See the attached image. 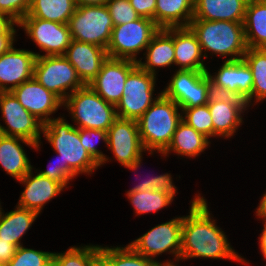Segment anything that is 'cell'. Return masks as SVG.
I'll use <instances>...</instances> for the list:
<instances>
[{
	"instance_id": "1",
	"label": "cell",
	"mask_w": 266,
	"mask_h": 266,
	"mask_svg": "<svg viewBox=\"0 0 266 266\" xmlns=\"http://www.w3.org/2000/svg\"><path fill=\"white\" fill-rule=\"evenodd\" d=\"M200 195L196 194L190 201L189 215L183 216L180 261L228 259L249 264L230 245L225 232L212 219L205 197Z\"/></svg>"
},
{
	"instance_id": "2",
	"label": "cell",
	"mask_w": 266,
	"mask_h": 266,
	"mask_svg": "<svg viewBox=\"0 0 266 266\" xmlns=\"http://www.w3.org/2000/svg\"><path fill=\"white\" fill-rule=\"evenodd\" d=\"M42 134L59 155L63 171L71 179L81 173L90 175L100 167L81 144L79 129L64 117L49 120L43 125Z\"/></svg>"
},
{
	"instance_id": "3",
	"label": "cell",
	"mask_w": 266,
	"mask_h": 266,
	"mask_svg": "<svg viewBox=\"0 0 266 266\" xmlns=\"http://www.w3.org/2000/svg\"><path fill=\"white\" fill-rule=\"evenodd\" d=\"M188 27L196 35L204 58L210 51L212 56L215 54L225 57V61H232L243 59L247 52L243 23L192 19Z\"/></svg>"
},
{
	"instance_id": "4",
	"label": "cell",
	"mask_w": 266,
	"mask_h": 266,
	"mask_svg": "<svg viewBox=\"0 0 266 266\" xmlns=\"http://www.w3.org/2000/svg\"><path fill=\"white\" fill-rule=\"evenodd\" d=\"M181 121V108L161 94L137 120L144 149L151 155L156 151L162 154Z\"/></svg>"
},
{
	"instance_id": "5",
	"label": "cell",
	"mask_w": 266,
	"mask_h": 266,
	"mask_svg": "<svg viewBox=\"0 0 266 266\" xmlns=\"http://www.w3.org/2000/svg\"><path fill=\"white\" fill-rule=\"evenodd\" d=\"M63 107L67 108L78 129L107 131L118 118L115 106L106 102L89 85L70 94L63 101Z\"/></svg>"
},
{
	"instance_id": "6",
	"label": "cell",
	"mask_w": 266,
	"mask_h": 266,
	"mask_svg": "<svg viewBox=\"0 0 266 266\" xmlns=\"http://www.w3.org/2000/svg\"><path fill=\"white\" fill-rule=\"evenodd\" d=\"M68 25L72 40L94 44L105 49L114 28L106 5L77 6Z\"/></svg>"
},
{
	"instance_id": "7",
	"label": "cell",
	"mask_w": 266,
	"mask_h": 266,
	"mask_svg": "<svg viewBox=\"0 0 266 266\" xmlns=\"http://www.w3.org/2000/svg\"><path fill=\"white\" fill-rule=\"evenodd\" d=\"M159 30L160 28L153 20L145 17L114 26L106 49L108 57L137 62V55L147 48Z\"/></svg>"
},
{
	"instance_id": "8",
	"label": "cell",
	"mask_w": 266,
	"mask_h": 266,
	"mask_svg": "<svg viewBox=\"0 0 266 266\" xmlns=\"http://www.w3.org/2000/svg\"><path fill=\"white\" fill-rule=\"evenodd\" d=\"M33 77L62 101L85 86L63 55L41 56L37 53Z\"/></svg>"
},
{
	"instance_id": "9",
	"label": "cell",
	"mask_w": 266,
	"mask_h": 266,
	"mask_svg": "<svg viewBox=\"0 0 266 266\" xmlns=\"http://www.w3.org/2000/svg\"><path fill=\"white\" fill-rule=\"evenodd\" d=\"M156 77L139 66L127 76L122 97L115 106L118 118L137 121L145 113L162 94L153 96Z\"/></svg>"
},
{
	"instance_id": "10",
	"label": "cell",
	"mask_w": 266,
	"mask_h": 266,
	"mask_svg": "<svg viewBox=\"0 0 266 266\" xmlns=\"http://www.w3.org/2000/svg\"><path fill=\"white\" fill-rule=\"evenodd\" d=\"M163 91L181 110L206 105L212 92L207 71L177 70Z\"/></svg>"
},
{
	"instance_id": "11",
	"label": "cell",
	"mask_w": 266,
	"mask_h": 266,
	"mask_svg": "<svg viewBox=\"0 0 266 266\" xmlns=\"http://www.w3.org/2000/svg\"><path fill=\"white\" fill-rule=\"evenodd\" d=\"M183 216L175 217L165 223L152 227L129 245L139 254L156 260L158 255L168 253L180 262Z\"/></svg>"
},
{
	"instance_id": "12",
	"label": "cell",
	"mask_w": 266,
	"mask_h": 266,
	"mask_svg": "<svg viewBox=\"0 0 266 266\" xmlns=\"http://www.w3.org/2000/svg\"><path fill=\"white\" fill-rule=\"evenodd\" d=\"M0 112L6 127L0 123V134L20 137L35 144L41 142L43 123L27 111L12 92L0 93Z\"/></svg>"
},
{
	"instance_id": "13",
	"label": "cell",
	"mask_w": 266,
	"mask_h": 266,
	"mask_svg": "<svg viewBox=\"0 0 266 266\" xmlns=\"http://www.w3.org/2000/svg\"><path fill=\"white\" fill-rule=\"evenodd\" d=\"M18 27H22L41 52H45L41 56L64 55L72 41L68 24L25 16Z\"/></svg>"
},
{
	"instance_id": "14",
	"label": "cell",
	"mask_w": 266,
	"mask_h": 266,
	"mask_svg": "<svg viewBox=\"0 0 266 266\" xmlns=\"http://www.w3.org/2000/svg\"><path fill=\"white\" fill-rule=\"evenodd\" d=\"M214 75L207 70L211 79L212 92L241 98L248 108L252 103V72L243 59L224 61Z\"/></svg>"
},
{
	"instance_id": "15",
	"label": "cell",
	"mask_w": 266,
	"mask_h": 266,
	"mask_svg": "<svg viewBox=\"0 0 266 266\" xmlns=\"http://www.w3.org/2000/svg\"><path fill=\"white\" fill-rule=\"evenodd\" d=\"M137 66V62L130 59L108 57L88 85L106 102L116 106L122 97L127 76Z\"/></svg>"
},
{
	"instance_id": "16",
	"label": "cell",
	"mask_w": 266,
	"mask_h": 266,
	"mask_svg": "<svg viewBox=\"0 0 266 266\" xmlns=\"http://www.w3.org/2000/svg\"><path fill=\"white\" fill-rule=\"evenodd\" d=\"M208 107L214 125V137L231 138L242 125L247 103L239 97L212 93Z\"/></svg>"
},
{
	"instance_id": "17",
	"label": "cell",
	"mask_w": 266,
	"mask_h": 266,
	"mask_svg": "<svg viewBox=\"0 0 266 266\" xmlns=\"http://www.w3.org/2000/svg\"><path fill=\"white\" fill-rule=\"evenodd\" d=\"M107 147L122 166L129 165L146 153L135 120L117 118L107 130Z\"/></svg>"
},
{
	"instance_id": "18",
	"label": "cell",
	"mask_w": 266,
	"mask_h": 266,
	"mask_svg": "<svg viewBox=\"0 0 266 266\" xmlns=\"http://www.w3.org/2000/svg\"><path fill=\"white\" fill-rule=\"evenodd\" d=\"M12 93L19 103L43 124L54 119L50 115L63 106V101L34 77L16 87Z\"/></svg>"
},
{
	"instance_id": "19",
	"label": "cell",
	"mask_w": 266,
	"mask_h": 266,
	"mask_svg": "<svg viewBox=\"0 0 266 266\" xmlns=\"http://www.w3.org/2000/svg\"><path fill=\"white\" fill-rule=\"evenodd\" d=\"M37 52L11 47L0 55V91L12 92L33 78Z\"/></svg>"
},
{
	"instance_id": "20",
	"label": "cell",
	"mask_w": 266,
	"mask_h": 266,
	"mask_svg": "<svg viewBox=\"0 0 266 266\" xmlns=\"http://www.w3.org/2000/svg\"><path fill=\"white\" fill-rule=\"evenodd\" d=\"M76 69L81 81L88 85L108 58L107 50L94 44L72 40L63 55Z\"/></svg>"
},
{
	"instance_id": "21",
	"label": "cell",
	"mask_w": 266,
	"mask_h": 266,
	"mask_svg": "<svg viewBox=\"0 0 266 266\" xmlns=\"http://www.w3.org/2000/svg\"><path fill=\"white\" fill-rule=\"evenodd\" d=\"M33 169L18 181L25 185V189L19 197L17 206L40 214L44 205L57 197L65 188L60 183L39 173L34 176Z\"/></svg>"
},
{
	"instance_id": "22",
	"label": "cell",
	"mask_w": 266,
	"mask_h": 266,
	"mask_svg": "<svg viewBox=\"0 0 266 266\" xmlns=\"http://www.w3.org/2000/svg\"><path fill=\"white\" fill-rule=\"evenodd\" d=\"M21 143L39 150L42 142L35 144L24 138L0 134V168L17 181L25 177L33 168Z\"/></svg>"
},
{
	"instance_id": "23",
	"label": "cell",
	"mask_w": 266,
	"mask_h": 266,
	"mask_svg": "<svg viewBox=\"0 0 266 266\" xmlns=\"http://www.w3.org/2000/svg\"><path fill=\"white\" fill-rule=\"evenodd\" d=\"M145 50V62L141 57L137 61L142 70L156 75L157 68L175 65L174 28L160 29Z\"/></svg>"
},
{
	"instance_id": "24",
	"label": "cell",
	"mask_w": 266,
	"mask_h": 266,
	"mask_svg": "<svg viewBox=\"0 0 266 266\" xmlns=\"http://www.w3.org/2000/svg\"><path fill=\"white\" fill-rule=\"evenodd\" d=\"M175 65L179 70L207 71L196 35L189 27L174 28Z\"/></svg>"
},
{
	"instance_id": "25",
	"label": "cell",
	"mask_w": 266,
	"mask_h": 266,
	"mask_svg": "<svg viewBox=\"0 0 266 266\" xmlns=\"http://www.w3.org/2000/svg\"><path fill=\"white\" fill-rule=\"evenodd\" d=\"M249 0H194L193 19L243 23Z\"/></svg>"
},
{
	"instance_id": "26",
	"label": "cell",
	"mask_w": 266,
	"mask_h": 266,
	"mask_svg": "<svg viewBox=\"0 0 266 266\" xmlns=\"http://www.w3.org/2000/svg\"><path fill=\"white\" fill-rule=\"evenodd\" d=\"M210 143L208 137L196 131L182 120L174 132L170 144L162 152L161 156L169 157L168 154H171L173 151L174 155L176 153L178 156L196 158L209 147Z\"/></svg>"
},
{
	"instance_id": "27",
	"label": "cell",
	"mask_w": 266,
	"mask_h": 266,
	"mask_svg": "<svg viewBox=\"0 0 266 266\" xmlns=\"http://www.w3.org/2000/svg\"><path fill=\"white\" fill-rule=\"evenodd\" d=\"M194 14V0H156L155 23L160 29L188 27Z\"/></svg>"
},
{
	"instance_id": "28",
	"label": "cell",
	"mask_w": 266,
	"mask_h": 266,
	"mask_svg": "<svg viewBox=\"0 0 266 266\" xmlns=\"http://www.w3.org/2000/svg\"><path fill=\"white\" fill-rule=\"evenodd\" d=\"M248 48L266 49V0H249L243 22Z\"/></svg>"
},
{
	"instance_id": "29",
	"label": "cell",
	"mask_w": 266,
	"mask_h": 266,
	"mask_svg": "<svg viewBox=\"0 0 266 266\" xmlns=\"http://www.w3.org/2000/svg\"><path fill=\"white\" fill-rule=\"evenodd\" d=\"M0 215V239L7 240L17 247L22 246V237L32 227L39 216L35 211L16 206L15 210Z\"/></svg>"
},
{
	"instance_id": "30",
	"label": "cell",
	"mask_w": 266,
	"mask_h": 266,
	"mask_svg": "<svg viewBox=\"0 0 266 266\" xmlns=\"http://www.w3.org/2000/svg\"><path fill=\"white\" fill-rule=\"evenodd\" d=\"M76 8L75 0H31L26 16L68 24Z\"/></svg>"
},
{
	"instance_id": "31",
	"label": "cell",
	"mask_w": 266,
	"mask_h": 266,
	"mask_svg": "<svg viewBox=\"0 0 266 266\" xmlns=\"http://www.w3.org/2000/svg\"><path fill=\"white\" fill-rule=\"evenodd\" d=\"M99 262L102 266H156V262L137 253L129 244L121 247L100 245Z\"/></svg>"
},
{
	"instance_id": "32",
	"label": "cell",
	"mask_w": 266,
	"mask_h": 266,
	"mask_svg": "<svg viewBox=\"0 0 266 266\" xmlns=\"http://www.w3.org/2000/svg\"><path fill=\"white\" fill-rule=\"evenodd\" d=\"M243 60L252 72V101L257 105L266 99V49L248 48Z\"/></svg>"
},
{
	"instance_id": "33",
	"label": "cell",
	"mask_w": 266,
	"mask_h": 266,
	"mask_svg": "<svg viewBox=\"0 0 266 266\" xmlns=\"http://www.w3.org/2000/svg\"><path fill=\"white\" fill-rule=\"evenodd\" d=\"M99 245L71 246L63 253H53L52 266H95L99 262Z\"/></svg>"
},
{
	"instance_id": "34",
	"label": "cell",
	"mask_w": 266,
	"mask_h": 266,
	"mask_svg": "<svg viewBox=\"0 0 266 266\" xmlns=\"http://www.w3.org/2000/svg\"><path fill=\"white\" fill-rule=\"evenodd\" d=\"M127 198L133 206L136 215L156 213L159 210L171 205L173 198L161 191H145L127 193Z\"/></svg>"
},
{
	"instance_id": "35",
	"label": "cell",
	"mask_w": 266,
	"mask_h": 266,
	"mask_svg": "<svg viewBox=\"0 0 266 266\" xmlns=\"http://www.w3.org/2000/svg\"><path fill=\"white\" fill-rule=\"evenodd\" d=\"M142 160H143V155L141 154L135 159L133 163L129 165H124V167L128 168L129 170L136 171L139 167H141ZM176 188L177 187H175V184L173 183L172 175L169 173H165L157 176H151V177L149 176L148 179L139 182L133 188L129 189L126 192V194L138 191L145 192L148 190L149 191L156 190V191H161L162 193L167 194L174 199V196L177 193Z\"/></svg>"
},
{
	"instance_id": "36",
	"label": "cell",
	"mask_w": 266,
	"mask_h": 266,
	"mask_svg": "<svg viewBox=\"0 0 266 266\" xmlns=\"http://www.w3.org/2000/svg\"><path fill=\"white\" fill-rule=\"evenodd\" d=\"M181 111L182 120L187 125L193 127L196 131L204 134L209 139L214 137V125L208 104L192 108H183Z\"/></svg>"
},
{
	"instance_id": "37",
	"label": "cell",
	"mask_w": 266,
	"mask_h": 266,
	"mask_svg": "<svg viewBox=\"0 0 266 266\" xmlns=\"http://www.w3.org/2000/svg\"><path fill=\"white\" fill-rule=\"evenodd\" d=\"M79 137L81 144L90 156L101 166L104 163L109 162V158L103 154L101 150L96 147L99 141H103L107 146V131L99 129H79Z\"/></svg>"
},
{
	"instance_id": "38",
	"label": "cell",
	"mask_w": 266,
	"mask_h": 266,
	"mask_svg": "<svg viewBox=\"0 0 266 266\" xmlns=\"http://www.w3.org/2000/svg\"><path fill=\"white\" fill-rule=\"evenodd\" d=\"M53 252H45L26 248L23 245L17 251L7 266H52Z\"/></svg>"
},
{
	"instance_id": "39",
	"label": "cell",
	"mask_w": 266,
	"mask_h": 266,
	"mask_svg": "<svg viewBox=\"0 0 266 266\" xmlns=\"http://www.w3.org/2000/svg\"><path fill=\"white\" fill-rule=\"evenodd\" d=\"M106 6L114 26L123 25L140 18L129 0H108Z\"/></svg>"
},
{
	"instance_id": "40",
	"label": "cell",
	"mask_w": 266,
	"mask_h": 266,
	"mask_svg": "<svg viewBox=\"0 0 266 266\" xmlns=\"http://www.w3.org/2000/svg\"><path fill=\"white\" fill-rule=\"evenodd\" d=\"M31 0H0V13L19 23L29 12Z\"/></svg>"
},
{
	"instance_id": "41",
	"label": "cell",
	"mask_w": 266,
	"mask_h": 266,
	"mask_svg": "<svg viewBox=\"0 0 266 266\" xmlns=\"http://www.w3.org/2000/svg\"><path fill=\"white\" fill-rule=\"evenodd\" d=\"M56 155V163L50 162L52 166L48 165L49 167L47 170H40L38 173L60 183L64 188H68L67 185L68 183L70 184L69 181H72V179L63 171V163L60 160L59 155Z\"/></svg>"
},
{
	"instance_id": "42",
	"label": "cell",
	"mask_w": 266,
	"mask_h": 266,
	"mask_svg": "<svg viewBox=\"0 0 266 266\" xmlns=\"http://www.w3.org/2000/svg\"><path fill=\"white\" fill-rule=\"evenodd\" d=\"M131 6L140 15L155 22L156 0H129Z\"/></svg>"
},
{
	"instance_id": "43",
	"label": "cell",
	"mask_w": 266,
	"mask_h": 266,
	"mask_svg": "<svg viewBox=\"0 0 266 266\" xmlns=\"http://www.w3.org/2000/svg\"><path fill=\"white\" fill-rule=\"evenodd\" d=\"M17 248L18 247L11 242L0 239V263L8 264L15 255Z\"/></svg>"
},
{
	"instance_id": "44",
	"label": "cell",
	"mask_w": 266,
	"mask_h": 266,
	"mask_svg": "<svg viewBox=\"0 0 266 266\" xmlns=\"http://www.w3.org/2000/svg\"><path fill=\"white\" fill-rule=\"evenodd\" d=\"M18 23L12 21L8 16L0 13V34H16Z\"/></svg>"
},
{
	"instance_id": "45",
	"label": "cell",
	"mask_w": 266,
	"mask_h": 266,
	"mask_svg": "<svg viewBox=\"0 0 266 266\" xmlns=\"http://www.w3.org/2000/svg\"><path fill=\"white\" fill-rule=\"evenodd\" d=\"M15 34H0V55L14 46Z\"/></svg>"
},
{
	"instance_id": "46",
	"label": "cell",
	"mask_w": 266,
	"mask_h": 266,
	"mask_svg": "<svg viewBox=\"0 0 266 266\" xmlns=\"http://www.w3.org/2000/svg\"><path fill=\"white\" fill-rule=\"evenodd\" d=\"M256 216H258L259 219L263 220L264 222V227L263 230L261 232V235L259 236V248L261 250L262 256L264 257V259H266V220L262 219L257 213H255Z\"/></svg>"
},
{
	"instance_id": "47",
	"label": "cell",
	"mask_w": 266,
	"mask_h": 266,
	"mask_svg": "<svg viewBox=\"0 0 266 266\" xmlns=\"http://www.w3.org/2000/svg\"><path fill=\"white\" fill-rule=\"evenodd\" d=\"M262 219L266 220V192L261 197L260 203L255 211Z\"/></svg>"
},
{
	"instance_id": "48",
	"label": "cell",
	"mask_w": 266,
	"mask_h": 266,
	"mask_svg": "<svg viewBox=\"0 0 266 266\" xmlns=\"http://www.w3.org/2000/svg\"><path fill=\"white\" fill-rule=\"evenodd\" d=\"M77 6L106 5L108 0H75Z\"/></svg>"
},
{
	"instance_id": "49",
	"label": "cell",
	"mask_w": 266,
	"mask_h": 266,
	"mask_svg": "<svg viewBox=\"0 0 266 266\" xmlns=\"http://www.w3.org/2000/svg\"><path fill=\"white\" fill-rule=\"evenodd\" d=\"M176 262H177L176 260L173 262V261H171V259L169 261L167 260L166 262L165 261L164 262L163 261L162 262L157 261L156 266H179L178 263H176Z\"/></svg>"
},
{
	"instance_id": "50",
	"label": "cell",
	"mask_w": 266,
	"mask_h": 266,
	"mask_svg": "<svg viewBox=\"0 0 266 266\" xmlns=\"http://www.w3.org/2000/svg\"><path fill=\"white\" fill-rule=\"evenodd\" d=\"M2 206H1V202H0V215H1V213H2V208H1Z\"/></svg>"
},
{
	"instance_id": "51",
	"label": "cell",
	"mask_w": 266,
	"mask_h": 266,
	"mask_svg": "<svg viewBox=\"0 0 266 266\" xmlns=\"http://www.w3.org/2000/svg\"><path fill=\"white\" fill-rule=\"evenodd\" d=\"M95 266H102V264L100 262H98Z\"/></svg>"
},
{
	"instance_id": "52",
	"label": "cell",
	"mask_w": 266,
	"mask_h": 266,
	"mask_svg": "<svg viewBox=\"0 0 266 266\" xmlns=\"http://www.w3.org/2000/svg\"><path fill=\"white\" fill-rule=\"evenodd\" d=\"M0 266H7V264H2V263H0Z\"/></svg>"
}]
</instances>
